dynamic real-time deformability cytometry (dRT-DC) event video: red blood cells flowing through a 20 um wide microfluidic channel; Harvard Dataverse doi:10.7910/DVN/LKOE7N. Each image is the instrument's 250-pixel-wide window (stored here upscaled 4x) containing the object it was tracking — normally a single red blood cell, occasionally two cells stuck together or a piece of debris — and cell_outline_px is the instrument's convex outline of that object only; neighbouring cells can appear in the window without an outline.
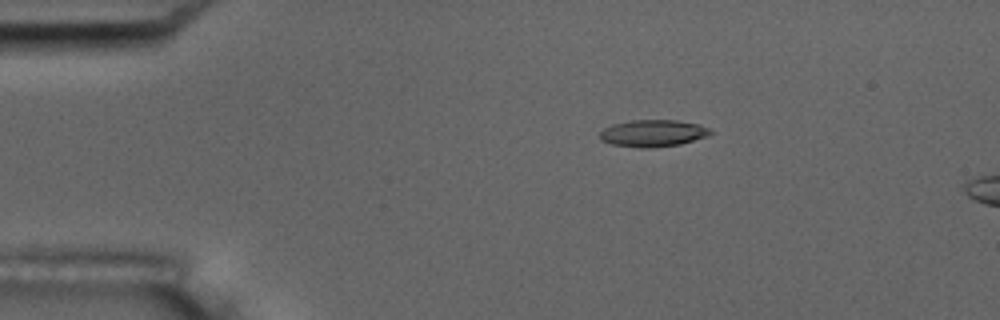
{"species": "common noctule bat (a hibernating species)", "species_latin": "Nyctalus noctula", "temperature_condition": "room temperature", "stored_images_in_passage": 5, "camera_frame_rate_fps": 3000, "um_per_image_px": 0.085, "animal": {"sex": "male", "body_mass_g": 17.5, "forearm_length_mm": 52.3}, "frame": {"image": 1, "passage_image": 3, "time_ms": 3.0, "image_size_px": [1000, 320], "cell_outline_px": [[716, 132], [708, 136], [680, 144], [648, 148], [640, 148], [612, 144], [600, 140], [600, 132], [604, 128], [612, 124], [632, 120], [676, 120], [700, 124]], "centroid_in_image_um": [55.53, 11.32], "position_along_channel_um": 29.5, "area_um2": 17.46}}